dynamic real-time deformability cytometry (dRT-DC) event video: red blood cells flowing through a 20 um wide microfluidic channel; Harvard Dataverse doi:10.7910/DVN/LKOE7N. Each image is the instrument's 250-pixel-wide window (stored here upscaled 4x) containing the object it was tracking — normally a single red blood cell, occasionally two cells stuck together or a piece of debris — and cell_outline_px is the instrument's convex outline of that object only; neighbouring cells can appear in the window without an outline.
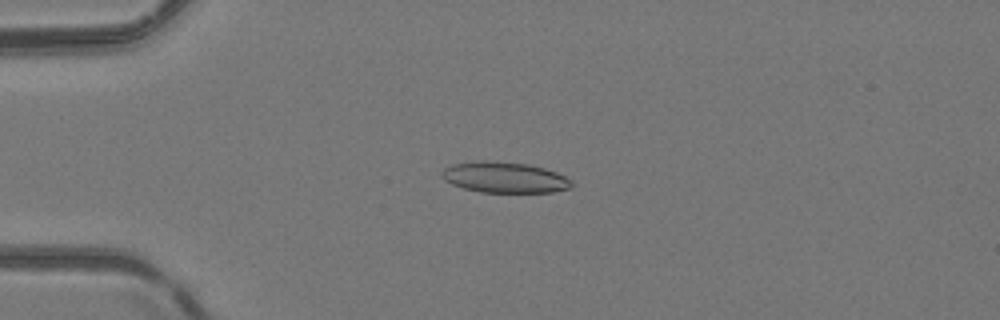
{"species": "common noctule bat (a hibernating species)", "species_latin": "Nyctalus noctula", "temperature_condition": "room temperature", "stored_images_in_passage": 47, "camera_frame_rate_fps": 3000, "um_per_image_px": 0.085, "animal": {"sex": "female", "body_mass_g": 24.6, "forearm_length_mm": 56.2}, "frame": {"image": 1, "passage_image": 10, "time_ms": 3.0, "image_size_px": [1000, 320], "cell_outline_px": [[572, 188], [552, 192], [480, 192], [464, 188], [452, 184], [444, 180], [440, 176], [444, 168], [452, 164], [480, 160], [488, 160], [528, 164], [544, 168], [556, 172], [572, 180]], "centroid_in_image_um": [42.88, 15.07], "position_along_channel_um": 42.1, "area_um2": 23.41}}
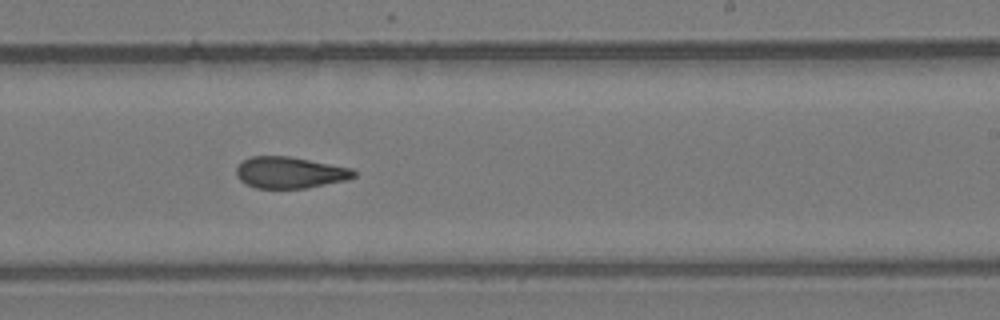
{"frame": {"image": 2, "passage_image": 28, "time_ms": 9.0, "image_size_px": [1000, 320], "cell_outline_px": [[356, 176], [348, 180], [304, 188], [256, 188], [244, 184], [236, 176], [236, 168], [244, 160], [252, 156], [288, 156], [352, 168], [356, 172]], "centroid_in_image_um": [24.63, 14.67], "position_along_channel_um": 264.4, "area_um2": 21.5}}
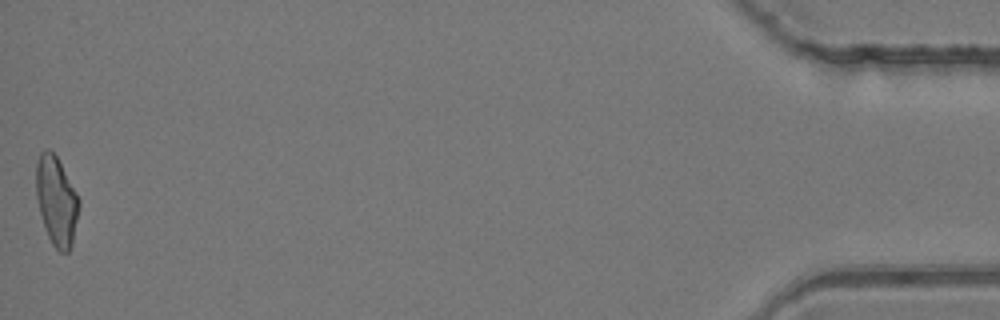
{"frame": {"image": 3, "passage_image": 47, "time_ms": 15.333, "image_size_px": [1000, 320], "cell_outline_px": [[80, 204], [72, 244], [68, 252], [60, 252], [52, 244], [48, 236], [40, 212], [36, 196], [36, 164], [40, 152], [48, 148], [56, 156], [76, 192], [80, 200]], "centroid_in_image_um": [4.8, 17.07], "position_along_channel_um": 430.4, "area_um2": 21.96}, "authors_computed_cell_mechanics": {"area_um2": 22.3108, "velocity_mm_per_s": 4.196, "shape_relaxation_time_tau1_ms": null, "shape_relaxation_time_tau2_ms": 3.3389, "deformation_change_tau1": null, "deformation_change_tau2": 0.1033}}